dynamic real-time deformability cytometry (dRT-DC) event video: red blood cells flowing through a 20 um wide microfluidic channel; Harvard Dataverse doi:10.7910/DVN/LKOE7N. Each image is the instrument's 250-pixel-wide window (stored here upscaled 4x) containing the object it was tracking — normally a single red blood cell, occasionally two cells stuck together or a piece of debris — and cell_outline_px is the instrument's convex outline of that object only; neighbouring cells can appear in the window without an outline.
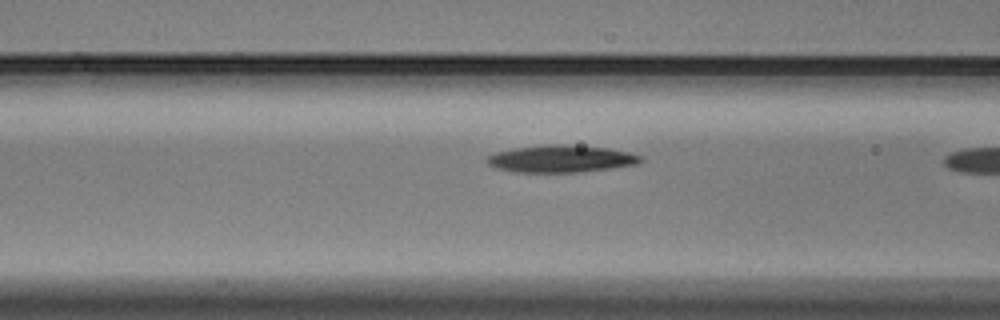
{"species": "Egyptian fruit bat (a non-hibernating species)", "species_latin": "Rousettus aegyptiacus", "temperature_condition": "warm", "stored_images_in_passage": 17, "camera_frame_rate_fps": 3000, "um_per_image_px": 0.085, "animal": {"sex": "male"}, "frame": {"image": 1, "passage_image": 16, "time_ms": 5.0, "image_size_px": [1000, 320], "cell_outline_px": [[644, 160], [640, 164], [612, 168], [580, 172], [512, 172], [496, 168], [488, 164], [484, 160], [488, 156], [496, 152], [516, 148], [548, 144], [564, 144], [608, 148], [628, 152], [644, 156]], "centroid_in_image_um": [47.72, 13.5], "position_along_channel_um": 118.9, "area_um2": 24.57}}